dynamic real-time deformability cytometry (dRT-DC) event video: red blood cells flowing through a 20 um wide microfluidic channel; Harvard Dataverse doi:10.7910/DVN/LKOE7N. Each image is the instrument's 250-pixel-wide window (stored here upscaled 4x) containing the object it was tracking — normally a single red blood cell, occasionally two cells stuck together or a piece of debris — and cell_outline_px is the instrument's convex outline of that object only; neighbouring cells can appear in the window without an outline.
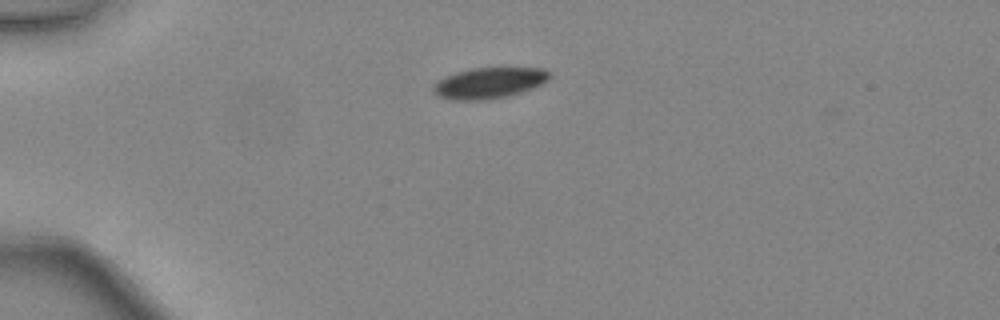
{"species": "common noctule bat (a hibernating species)", "species_latin": "Nyctalus noctula", "temperature_condition": "warm", "stored_images_in_passage": 35, "camera_frame_rate_fps": 3000, "um_per_image_px": 0.085, "animal": {"sex": "female", "body_mass_g": 24.6, "forearm_length_mm": 56.2}, "frame": {"image": 1, "passage_image": 1, "time_ms": 0.0, "image_size_px": [1000, 320], "cell_outline_px": [[552, 76], [544, 84], [508, 96], [488, 100], [452, 100], [436, 96], [432, 92], [432, 88], [444, 76], [456, 72], [472, 68], [544, 68]], "centroid_in_image_um": [41.57, 7.06], "position_along_channel_um": 43.4, "area_um2": 21.1}}
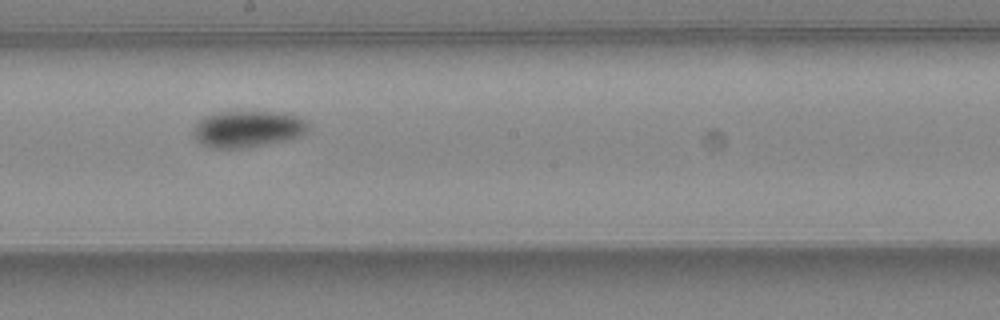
{"frame": {"image": 2, "passage_image": 16, "time_ms": 5.0, "image_size_px": [1000, 320], "cell_outline_px": [[308, 128], [300, 136], [284, 140], [240, 148], [216, 148], [204, 144], [196, 140], [196, 124], [204, 116], [216, 112], [284, 112], [300, 116], [308, 124]], "centroid_in_image_um": [21.09, 10.94], "position_along_channel_um": 227.1, "area_um2": 23.93}}
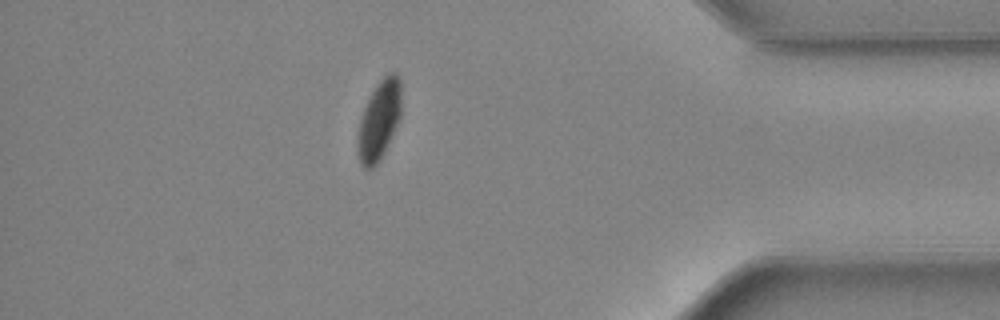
{"frame": {"image": 3, "passage_image": 30, "time_ms": 9.667, "image_size_px": [1000, 320], "cell_outline_px": [[400, 120], [380, 160], [372, 168], [364, 168], [360, 164], [356, 152], [356, 140], [360, 120], [364, 108], [376, 84], [388, 72], [396, 72], [400, 80]], "centroid_in_image_um": [32.2, 10.25], "position_along_channel_um": 403.0, "area_um2": 20.29}, "authors_computed_cell_mechanics": {"area_um2": 22.5998, "velocity_mm_per_s": 4.4419, "shape_relaxation_time_tau1_ms": 2.528, "shape_relaxation_time_tau2_ms": null, "deformation_change_tau1": 0.1046, "deformation_change_tau2": null}}